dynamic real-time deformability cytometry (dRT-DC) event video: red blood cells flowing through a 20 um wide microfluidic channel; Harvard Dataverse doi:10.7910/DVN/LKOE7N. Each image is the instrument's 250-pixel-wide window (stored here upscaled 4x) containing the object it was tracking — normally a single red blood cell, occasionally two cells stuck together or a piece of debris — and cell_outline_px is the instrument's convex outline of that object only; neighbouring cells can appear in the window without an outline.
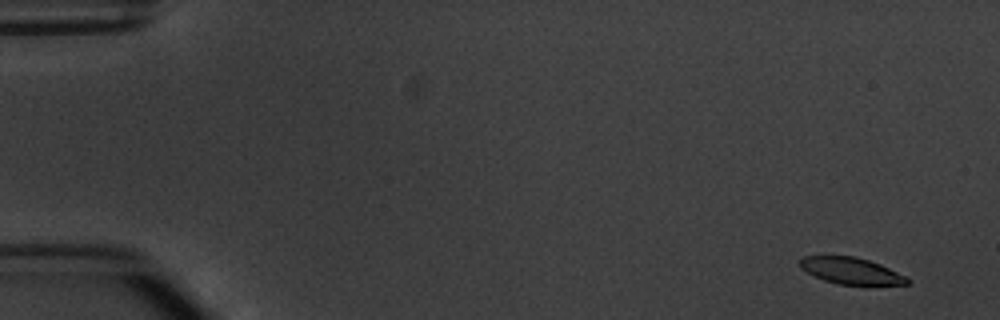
{"species": "common noctule bat (a hibernating species)", "species_latin": "Nyctalus noctula", "temperature_condition": "warm", "stored_images_in_passage": 5, "camera_frame_rate_fps": 3000, "um_per_image_px": 0.085, "animal": {"sex": "male", "body_mass_g": 20.1, "forearm_length_mm": 53.5}, "frame": {"image": 1, "passage_image": 1, "time_ms": 0.0, "image_size_px": [1000, 320], "cell_outline_px": [[912, 280], [908, 284], [836, 284], [824, 280], [800, 268], [800, 260], [804, 256], [856, 256], [880, 264]], "centroid_in_image_um": [72.32, 23.01], "position_along_channel_um": 12.7, "area_um2": 16.24}}
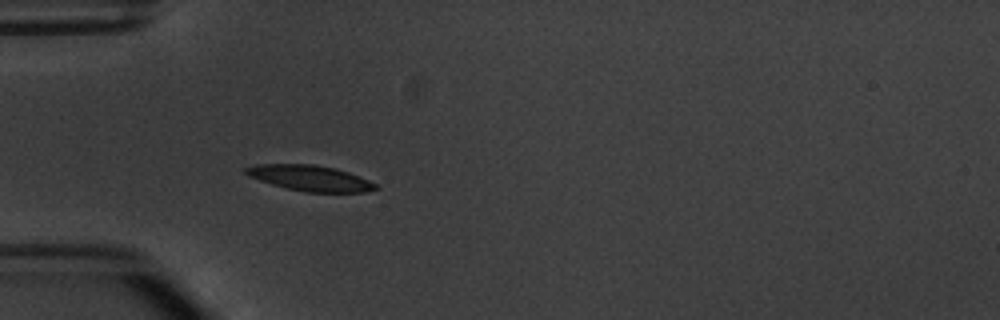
{"frame": {"image": 2, "passage_image": 5, "time_ms": 4.667, "image_size_px": [1000, 320], "cell_outline_px": [[380, 188], [364, 192], [304, 192], [272, 184], [248, 176], [244, 172], [244, 168], [256, 164], [316, 164], [336, 168], [348, 172], [368, 180], [376, 184]], "centroid_in_image_um": [26.35, 15.13], "position_along_channel_um": 58.6, "area_um2": 19.36}}